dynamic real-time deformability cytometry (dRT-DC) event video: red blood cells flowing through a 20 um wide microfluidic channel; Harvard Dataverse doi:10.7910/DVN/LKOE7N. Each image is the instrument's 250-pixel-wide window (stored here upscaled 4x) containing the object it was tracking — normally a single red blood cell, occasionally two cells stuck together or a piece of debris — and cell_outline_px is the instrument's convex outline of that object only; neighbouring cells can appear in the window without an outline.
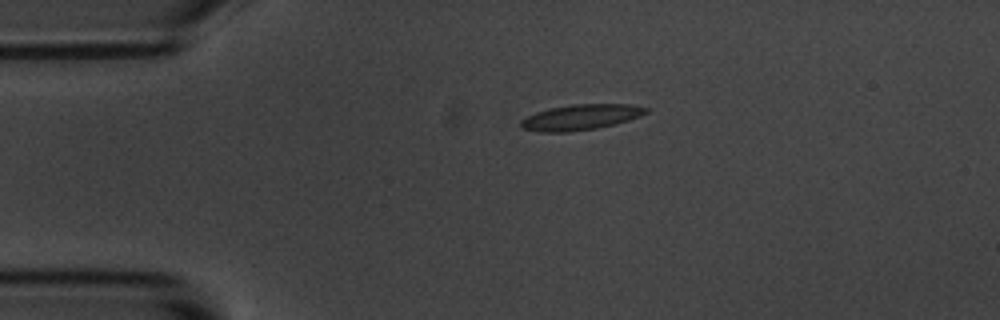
{"species": "common noctule bat (a hibernating species)", "species_latin": "Nyctalus noctula", "temperature_condition": "room temperature", "stored_images_in_passage": 2, "camera_frame_rate_fps": 3000, "um_per_image_px": 0.085, "animal": {"sex": "male", "body_mass_g": 20.1, "forearm_length_mm": 53.5}, "frame": {"image": 1, "passage_image": 1, "time_ms": 0.0, "image_size_px": [1000, 320], "cell_outline_px": [[648, 112], [640, 116], [628, 120], [596, 128], [568, 132], [540, 132], [524, 128], [520, 124], [520, 120], [536, 112], [548, 108], [572, 104], [632, 104], [648, 108]], "centroid_in_image_um": [49.36, 9.95], "position_along_channel_um": 35.6, "area_um2": 18.5}}